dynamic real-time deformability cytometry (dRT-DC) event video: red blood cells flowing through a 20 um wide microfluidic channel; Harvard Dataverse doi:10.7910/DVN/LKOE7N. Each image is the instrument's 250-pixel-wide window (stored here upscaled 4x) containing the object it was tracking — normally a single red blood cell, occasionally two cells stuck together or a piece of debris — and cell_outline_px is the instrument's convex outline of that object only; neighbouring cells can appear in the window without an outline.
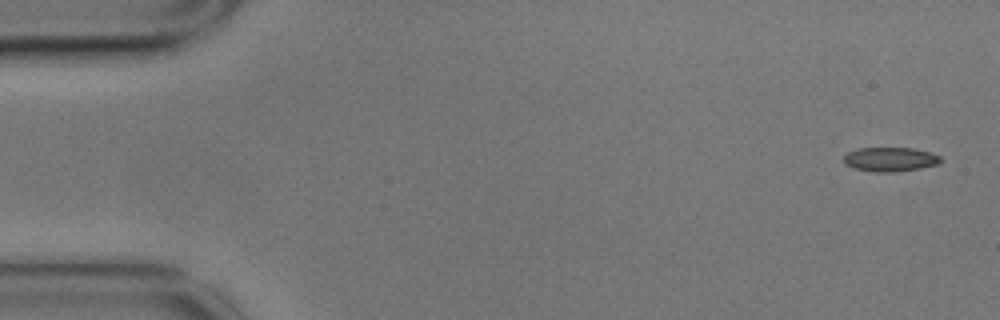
{"species": "common noctule bat (a hibernating species)", "species_latin": "Nyctalus noctula", "temperature_condition": "cold", "stored_images_in_passage": 6, "camera_frame_rate_fps": 3000, "um_per_image_px": 0.085, "animal": {"sex": "male", "body_mass_g": 17.9}, "frame": {"image": 1, "passage_image": 1, "time_ms": 0.0, "image_size_px": [1000, 320], "cell_outline_px": [[940, 164], [920, 168], [896, 172], [876, 172], [856, 168], [844, 164], [844, 156], [848, 152], [856, 148], [912, 148], [932, 152], [940, 156]], "centroid_in_image_um": [75.68, 13.54], "position_along_channel_um": 9.3, "area_um2": 13.7}}
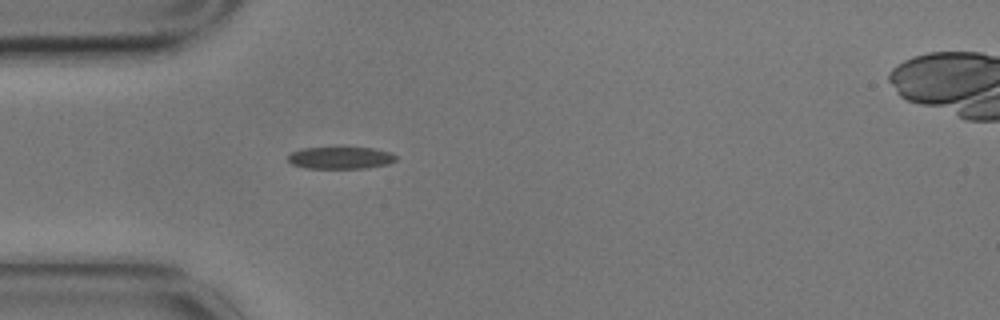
{"frame": {"image": 2, "passage_image": 5, "time_ms": 1.333, "image_size_px": [1000, 320], "cell_outline_px": [[396, 160], [388, 164], [368, 168], [304, 168], [292, 164], [288, 160], [288, 156], [292, 152], [304, 148], [372, 148], [392, 152], [396, 156]], "centroid_in_image_um": [28.97, 13.42], "position_along_channel_um": 56.0, "area_um2": 13.81}}